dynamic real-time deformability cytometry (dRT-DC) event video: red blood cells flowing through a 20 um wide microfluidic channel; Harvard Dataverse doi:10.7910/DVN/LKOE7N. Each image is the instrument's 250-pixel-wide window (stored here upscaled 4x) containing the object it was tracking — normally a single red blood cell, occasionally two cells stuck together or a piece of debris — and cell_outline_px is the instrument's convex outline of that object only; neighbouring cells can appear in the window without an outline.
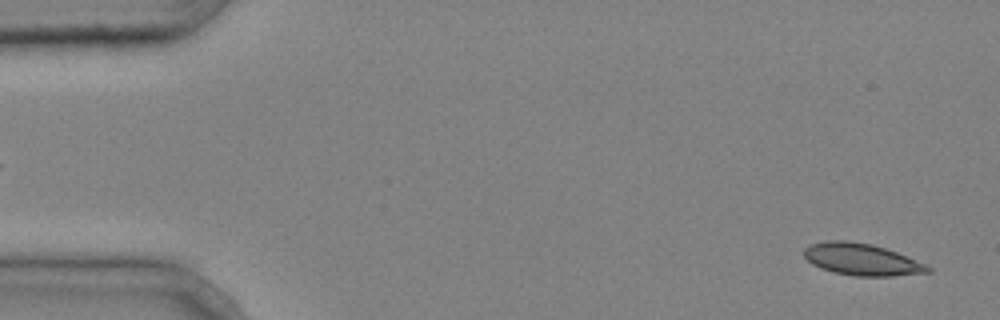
{"species": "common noctule bat (a hibernating species)", "species_latin": "Nyctalus noctula", "temperature_condition": "cold", "stored_images_in_passage": 5, "segment_of_instrument_passage": [2, 2], "camera_frame_rate_fps": 3000, "um_per_image_px": 0.085, "animal": {"sex": "male", "body_mass_g": 20.4}, "frame": {"image": 1, "passage_image": 5, "time_ms": 1.333, "image_size_px": [1000, 320], "cell_outline_px": [[932, 272], [892, 276], [852, 276], [832, 272], [820, 268], [812, 264], [804, 256], [804, 248], [808, 244], [828, 240], [844, 240], [872, 244], [896, 252], [924, 264], [932, 268]], "centroid_in_image_um": [73.2, 22.05], "position_along_channel_um": 11.8, "area_um2": 23.0}}